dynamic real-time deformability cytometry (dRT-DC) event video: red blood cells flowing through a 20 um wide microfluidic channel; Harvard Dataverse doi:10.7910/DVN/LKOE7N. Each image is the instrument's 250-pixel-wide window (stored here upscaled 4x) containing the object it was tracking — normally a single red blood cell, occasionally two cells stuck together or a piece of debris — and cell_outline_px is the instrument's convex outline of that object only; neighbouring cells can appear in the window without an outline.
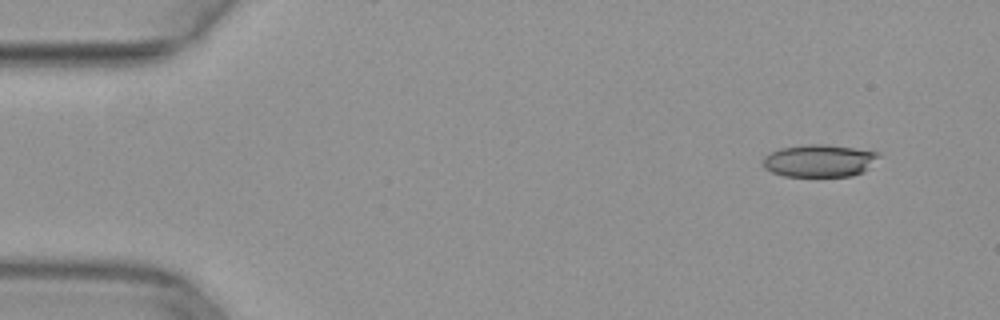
{"species": "common noctule bat (a hibernating species)", "species_latin": "Nyctalus noctula", "temperature_condition": "warm", "stored_images_in_passage": 47, "camera_frame_rate_fps": 3000, "um_per_image_px": 0.085, "animal": {"sex": "female", "body_mass_g": 29.2, "forearm_length_mm": 56.3}, "frame": {"image": 1, "passage_image": 1, "time_ms": 0.0, "image_size_px": [1000, 320], "cell_outline_px": [[880, 156], [864, 172], [852, 176], [784, 176], [772, 172], [764, 168], [764, 156], [780, 148], [812, 144], [824, 144], [880, 152]], "centroid_in_image_um": [69.66, 13.67], "position_along_channel_um": 15.3, "area_um2": 21.73}}
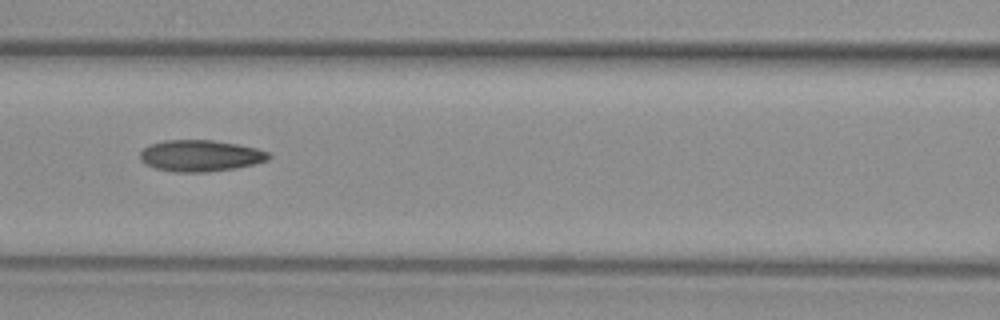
{"frame": {"image": 2, "passage_image": 19, "time_ms": 6.0, "image_size_px": [1000, 320], "cell_outline_px": [[272, 156], [268, 160], [256, 164], [236, 168], [208, 172], [172, 172], [156, 168], [144, 164], [140, 160], [140, 152], [148, 144], [164, 140], [212, 140], [236, 144], [256, 148], [268, 152]], "centroid_in_image_um": [17.02, 13.24], "position_along_channel_um": 149.6, "area_um2": 23.76}}
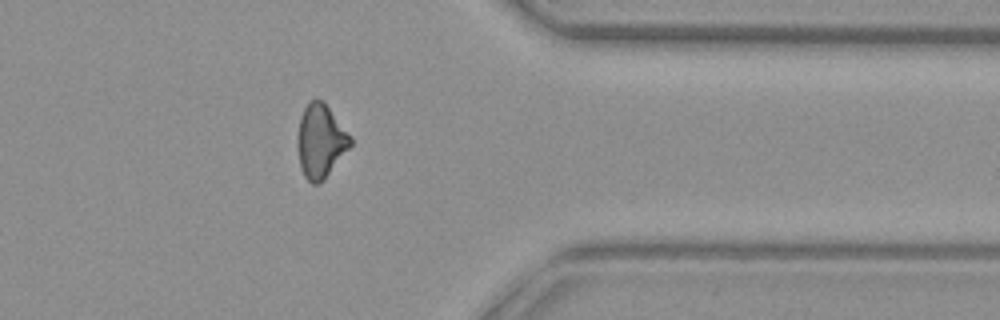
{"frame": {"image": 3, "passage_image": 37, "time_ms": 12.0, "image_size_px": [1000, 320], "cell_outline_px": [[352, 144], [324, 180], [320, 184], [312, 184], [304, 176], [300, 168], [296, 144], [296, 140], [300, 116], [308, 100], [324, 100], [352, 136]], "centroid_in_image_um": [27.24, 11.98], "position_along_channel_um": 384.2, "area_um2": 23.18}}